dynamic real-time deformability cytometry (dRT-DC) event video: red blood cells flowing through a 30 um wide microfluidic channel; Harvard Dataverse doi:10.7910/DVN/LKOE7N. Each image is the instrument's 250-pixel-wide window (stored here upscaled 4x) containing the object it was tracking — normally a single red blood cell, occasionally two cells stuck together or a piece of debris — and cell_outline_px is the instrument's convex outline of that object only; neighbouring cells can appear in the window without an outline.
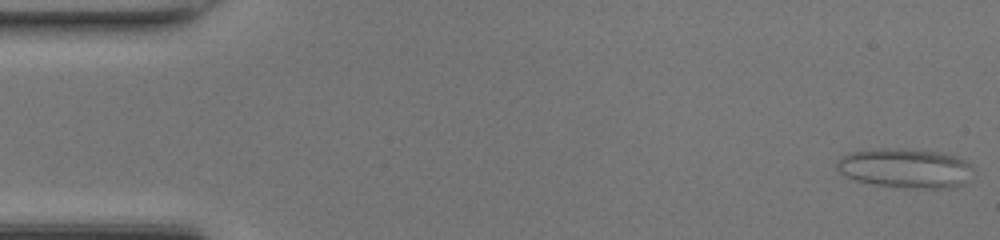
{"species": "common noctule bat (a hibernating species)", "species_latin": "Nyctalus noctula", "temperature_condition": "room temperature", "stored_images_in_passage": 47, "camera_frame_rate_fps": 3000, "um_per_image_px": 0.085, "animal": {"sex": "female", "body_mass_g": 17.0, "forearm_length_mm": 48.0}, "frame": {"image": 1, "passage_image": 1, "time_ms": 0.0, "image_size_px": [1000, 240], "cell_outline_px": [[972, 168], [960, 184], [948, 188], [916, 188], [876, 184], [856, 180], [844, 176], [836, 168], [836, 160], [840, 156], [848, 152], [872, 148], [900, 148], [940, 152], [956, 156], [964, 160]], "centroid_in_image_um": [76.83, 14.26], "position_along_channel_um": 8.2, "area_um2": 31.1}}
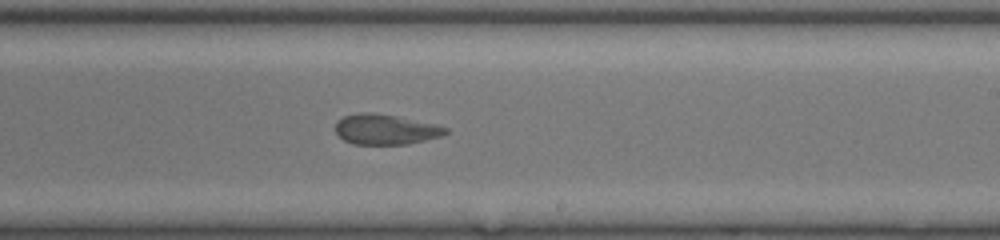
{"frame": {"image": 2, "passage_image": 28, "time_ms": 9.0, "image_size_px": [1000, 240], "cell_outline_px": [[448, 132], [440, 136], [408, 144], [352, 144], [344, 140], [336, 132], [336, 120], [344, 116], [356, 112], [372, 112], [396, 116], [436, 124], [448, 128]], "centroid_in_image_um": [32.74, 10.99], "position_along_channel_um": 256.3, "area_um2": 19.42}}
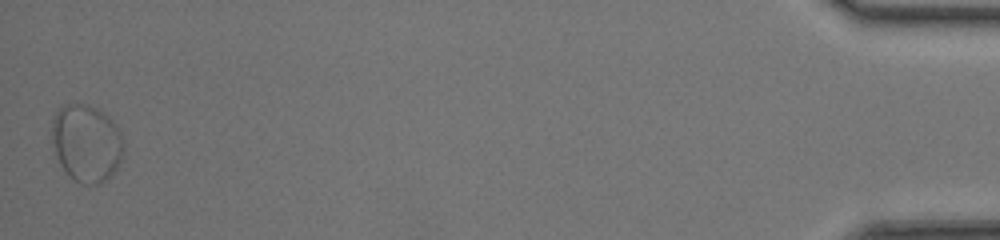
{"frame": {"image": 3, "passage_image": 47, "time_ms": 15.333, "image_size_px": [1000, 240], "cell_outline_px": [[124, 144], [120, 160], [116, 168], [100, 184], [84, 184], [76, 180], [60, 164], [56, 156], [52, 136], [52, 124], [56, 112], [64, 104], [88, 104], [96, 108], [108, 116], [112, 120]], "centroid_in_image_um": [7.33, 12.14], "position_along_channel_um": 427.9, "area_um2": 31.62}, "authors_computed_cell_mechanics": {"area_um2": 21.5016, "velocity_mm_per_s": 4.3198, "shape_relaxation_time_tau1_ms": null, "shape_relaxation_time_tau2_ms": 1.5323, "deformation_change_tau1": null, "deformation_change_tau2": 0.0788}}